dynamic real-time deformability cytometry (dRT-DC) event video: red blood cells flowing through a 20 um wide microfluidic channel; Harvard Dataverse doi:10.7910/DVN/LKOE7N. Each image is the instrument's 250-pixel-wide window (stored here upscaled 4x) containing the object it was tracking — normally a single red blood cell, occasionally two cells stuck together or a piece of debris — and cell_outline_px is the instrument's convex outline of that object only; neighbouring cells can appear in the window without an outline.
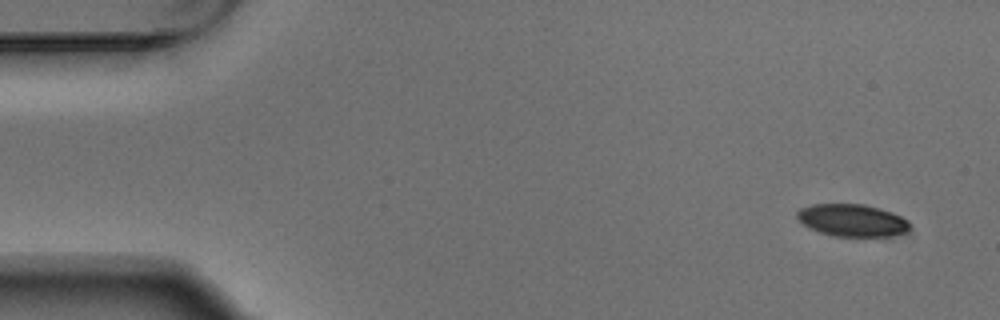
{"species": "Egyptian fruit bat (a non-hibernating species)", "species_latin": "Rousettus aegyptiacus", "temperature_condition": "warm", "stored_images_in_passage": 5, "camera_frame_rate_fps": 3000, "um_per_image_px": 0.085, "animal": {"sex": "male"}, "frame": {"image": 1, "passage_image": 1, "time_ms": 0.0, "image_size_px": [1000, 320], "cell_outline_px": [[908, 232], [896, 236], [832, 236], [808, 228], [796, 216], [796, 212], [800, 208], [812, 204], [864, 204], [880, 208], [892, 212], [908, 220]], "centroid_in_image_um": [72.44, 18.72], "position_along_channel_um": 12.6, "area_um2": 21.33}}
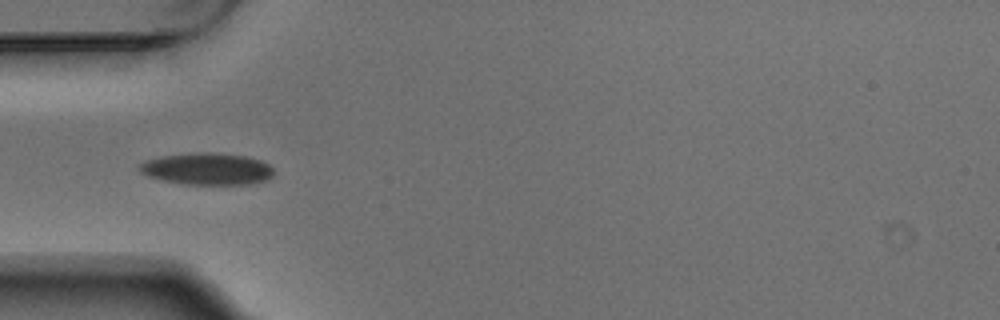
{"frame": {"image": 2, "passage_image": 5, "time_ms": 1.333, "image_size_px": [1000, 320], "cell_outline_px": [[272, 176], [268, 180], [252, 184], [184, 184], [164, 180], [148, 176], [140, 172], [140, 164], [144, 160], [160, 156], [196, 152], [212, 152], [244, 156], [260, 160], [268, 164], [272, 168]], "centroid_in_image_um": [17.6, 14.35], "position_along_channel_um": 67.4, "area_um2": 24.91}}